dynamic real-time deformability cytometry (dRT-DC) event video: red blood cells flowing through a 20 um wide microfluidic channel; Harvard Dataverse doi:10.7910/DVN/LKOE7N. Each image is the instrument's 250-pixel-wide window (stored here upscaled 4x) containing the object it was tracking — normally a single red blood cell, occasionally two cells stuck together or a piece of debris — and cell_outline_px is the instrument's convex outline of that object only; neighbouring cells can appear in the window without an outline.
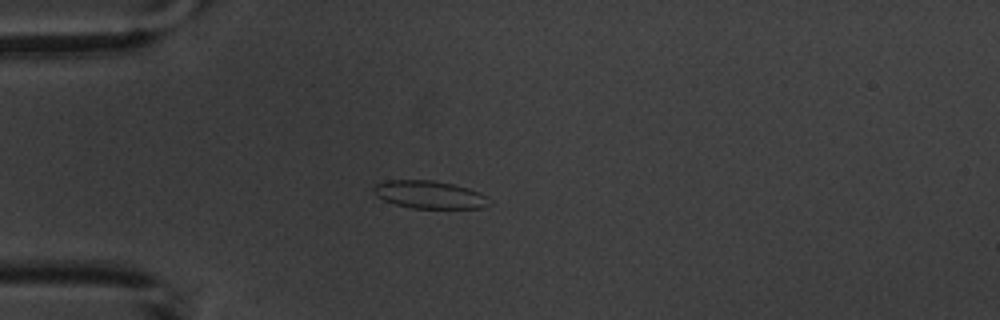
{"species": "common noctule bat (a hibernating species)", "species_latin": "Nyctalus noctula", "temperature_condition": "warm", "stored_images_in_passage": 5, "camera_frame_rate_fps": 3000, "um_per_image_px": 0.085, "animal": {"sex": "male", "body_mass_g": 20.1, "forearm_length_mm": 53.5}, "frame": {"image": 1, "passage_image": 5, "time_ms": 4.667, "image_size_px": [1000, 320], "cell_outline_px": [[492, 204], [480, 208], [412, 208], [396, 204], [384, 200], [376, 196], [372, 192], [372, 184], [388, 180], [432, 180], [452, 184], [468, 188], [480, 192], [488, 196]], "centroid_in_image_um": [36.49, 16.54], "position_along_channel_um": 48.5, "area_um2": 18.9}}